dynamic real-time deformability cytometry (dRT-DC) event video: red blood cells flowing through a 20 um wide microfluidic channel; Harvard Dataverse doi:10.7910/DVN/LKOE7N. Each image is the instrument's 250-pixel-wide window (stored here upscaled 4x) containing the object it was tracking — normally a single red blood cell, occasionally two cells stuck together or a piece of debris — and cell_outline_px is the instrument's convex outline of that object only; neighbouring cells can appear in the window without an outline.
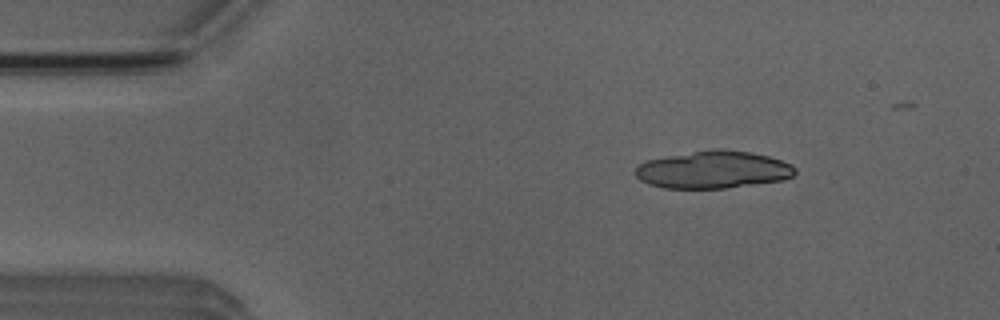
{"species": "Egyptian fruit bat (a non-hibernating species)", "species_latin": "Rousettus aegyptiacus", "temperature_condition": "room temperature", "stored_images_in_passage": 3, "camera_frame_rate_fps": 3000, "um_per_image_px": 0.085, "animal": {"sex": "male"}, "frame": {"image": 1, "passage_image": 1, "time_ms": 0.0, "image_size_px": [1000, 320], "cell_outline_px": [[796, 172], [792, 176], [784, 180], [724, 188], [664, 188], [648, 184], [640, 180], [636, 176], [636, 168], [640, 164], [648, 160], [668, 156], [716, 148], [720, 148], [752, 152], [768, 156], [792, 164], [796, 168]], "centroid_in_image_um": [60.65, 14.42], "position_along_channel_um": 24.3, "area_um2": 34.74}}